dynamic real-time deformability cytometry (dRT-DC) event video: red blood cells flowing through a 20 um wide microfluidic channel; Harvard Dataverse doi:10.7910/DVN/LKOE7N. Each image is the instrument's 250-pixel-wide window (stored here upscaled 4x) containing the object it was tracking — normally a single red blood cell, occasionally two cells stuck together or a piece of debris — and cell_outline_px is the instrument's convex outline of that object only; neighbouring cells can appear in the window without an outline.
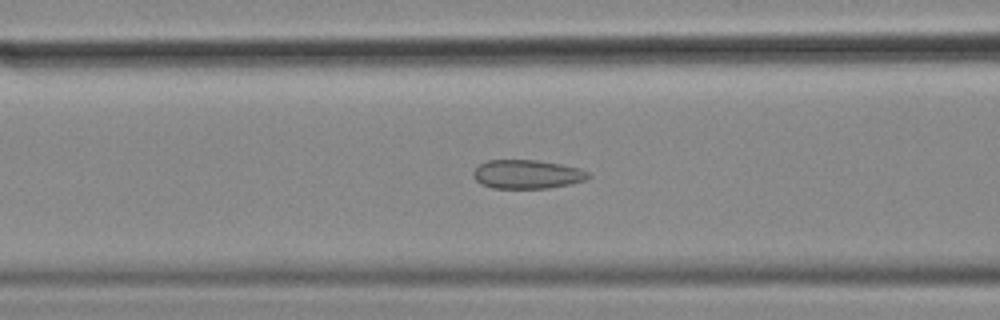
{"species": "common noctule bat (a hibernating species)", "species_latin": "Nyctalus noctula", "temperature_condition": "cold", "stored_images_in_passage": 42, "camera_frame_rate_fps": 3000, "um_per_image_px": 0.085, "animal": {"sex": "female", "body_mass_g": 18.4}, "frame": {"image": 1, "passage_image": 13, "time_ms": 4.0, "image_size_px": [1000, 320], "cell_outline_px": [[592, 176], [584, 180], [568, 184], [548, 188], [492, 188], [480, 184], [472, 176], [472, 172], [480, 164], [488, 160], [536, 160], [560, 164], [576, 168], [588, 172]], "centroid_in_image_um": [44.75, 14.81], "position_along_channel_um": 121.8, "area_um2": 19.19}}
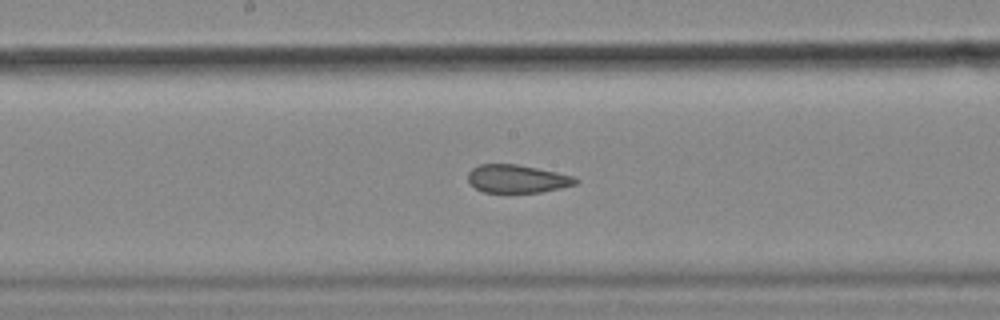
{"frame": {"image": 2, "passage_image": 20, "time_ms": 6.333, "image_size_px": [1000, 320], "cell_outline_px": [[580, 180], [576, 184], [560, 188], [540, 192], [484, 192], [476, 188], [468, 180], [468, 172], [472, 168], [480, 164], [516, 164], [556, 172], [572, 176]], "centroid_in_image_um": [43.95, 15.19], "position_along_channel_um": 204.3, "area_um2": 17.4}}
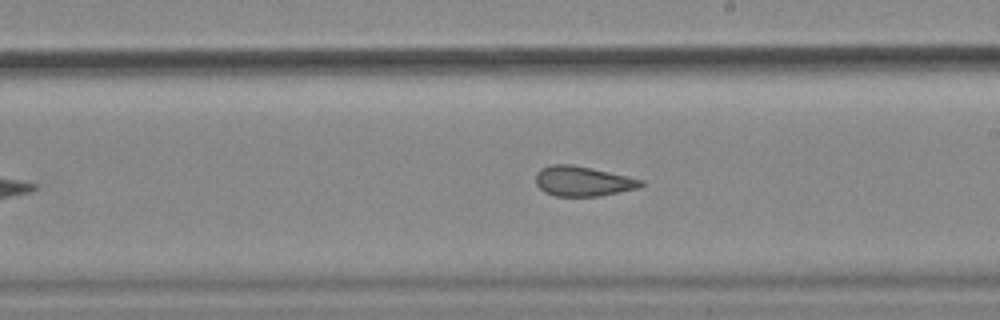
{"frame": {"image": 3, "passage_image": 23, "time_ms": 7.333, "image_size_px": [1000, 320], "cell_outline_px": [[644, 184], [640, 188], [600, 196], [556, 196], [544, 192], [536, 184], [536, 172], [540, 168], [552, 164], [572, 164], [592, 168], [644, 180]], "centroid_in_image_um": [49.54, 15.4], "position_along_channel_um": 239.5, "area_um2": 18.5}}